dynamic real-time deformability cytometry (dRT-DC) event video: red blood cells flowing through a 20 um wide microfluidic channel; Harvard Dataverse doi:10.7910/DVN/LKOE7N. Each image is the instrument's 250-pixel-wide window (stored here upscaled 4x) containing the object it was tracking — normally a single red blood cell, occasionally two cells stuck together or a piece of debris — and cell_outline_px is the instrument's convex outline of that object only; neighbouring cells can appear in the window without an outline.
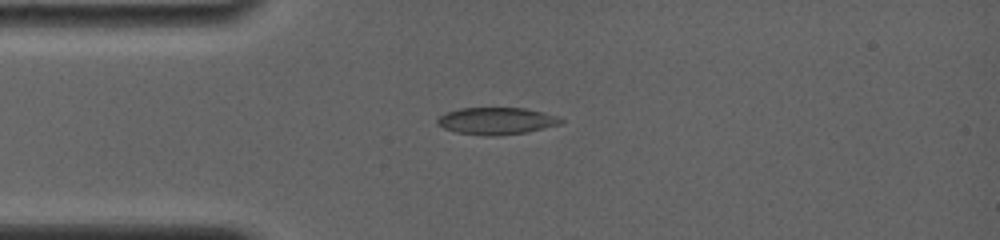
{"species": "common noctule bat (a hibernating species)", "species_latin": "Nyctalus noctula", "temperature_condition": "room temperature", "stored_images_in_passage": 2, "camera_frame_rate_fps": 4000, "um_per_image_px": 0.085, "animal": {"sex": "female", "body_mass_g": 19.0, "forearm_length_mm": 56.7}, "frame": {"image": 1, "passage_image": 1, "time_ms": 0.0, "image_size_px": [1000, 240], "cell_outline_px": [[564, 120], [560, 124], [528, 132], [500, 136], [488, 136], [456, 132], [444, 128], [436, 124], [436, 120], [444, 112], [460, 108], [524, 108], [556, 116]], "centroid_in_image_um": [42.15, 10.29], "position_along_channel_um": 42.8, "area_um2": 19.48}}